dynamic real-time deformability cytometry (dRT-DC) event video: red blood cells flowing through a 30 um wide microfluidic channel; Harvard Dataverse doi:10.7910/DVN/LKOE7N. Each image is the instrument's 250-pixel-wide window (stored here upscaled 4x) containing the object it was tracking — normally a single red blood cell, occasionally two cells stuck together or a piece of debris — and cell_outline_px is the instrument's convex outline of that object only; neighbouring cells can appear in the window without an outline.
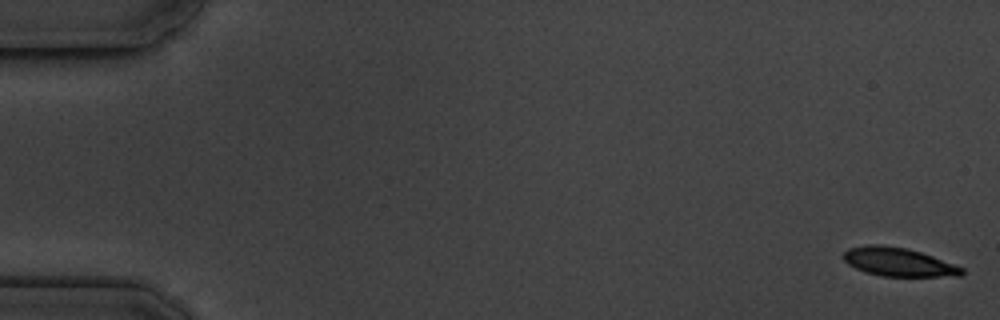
{"species": "common noctule bat (a hibernating species)", "species_latin": "Nyctalus noctula", "temperature_condition": "cold", "stored_images_in_passage": 5, "camera_frame_rate_fps": 3000, "um_per_image_px": 0.085, "animal": {"sex": "male", "body_mass_g": 19.5, "forearm_length_mm": 54.6}, "frame": {"image": 1, "passage_image": 1, "time_ms": 0.0, "image_size_px": [1000, 320], "cell_outline_px": [[964, 272], [960, 276], [880, 276], [864, 272], [848, 264], [844, 260], [844, 252], [848, 248], [868, 244], [880, 244], [908, 248], [932, 256], [964, 268]], "centroid_in_image_um": [76.34, 22.26], "position_along_channel_um": 8.7, "area_um2": 19.71}}
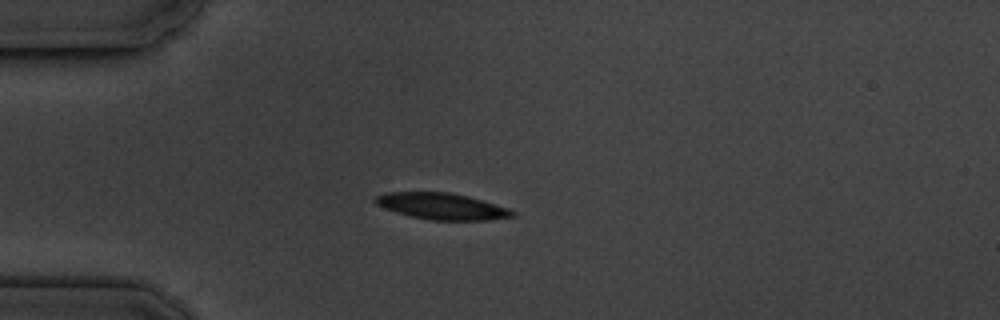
{"frame": {"image": 2, "passage_image": 5, "time_ms": 4.667, "image_size_px": [1000, 320], "cell_outline_px": [[516, 216], [488, 220], [432, 220], [412, 216], [396, 212], [384, 208], [376, 204], [372, 200], [376, 196], [384, 192], [448, 192], [468, 196], [496, 204], [508, 208], [516, 212]], "centroid_in_image_um": [37.55, 17.53], "position_along_channel_um": 47.4, "area_um2": 21.1}}